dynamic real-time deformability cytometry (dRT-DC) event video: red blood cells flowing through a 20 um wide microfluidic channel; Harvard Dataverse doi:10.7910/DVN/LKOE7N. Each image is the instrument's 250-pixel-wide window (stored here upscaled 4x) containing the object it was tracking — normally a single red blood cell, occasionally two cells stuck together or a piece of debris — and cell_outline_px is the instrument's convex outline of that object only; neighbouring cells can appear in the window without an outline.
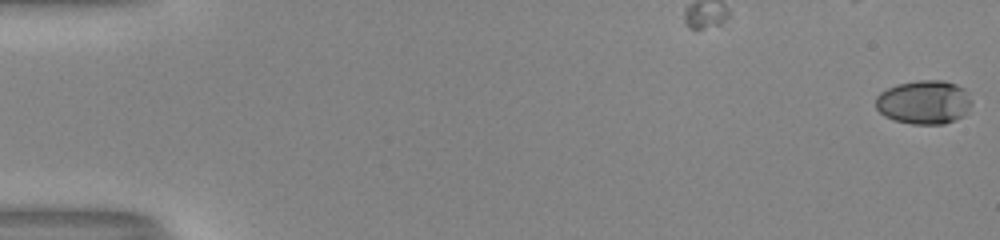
{"species": "human", "species_latin": "Homo sapiens", "temperature_condition": "room temperature", "stored_images_in_passage": 54, "camera_frame_rate_fps": 3000, "um_per_image_px": 0.085, "donor": {"sex": "male"}, "frame": {"image": 1, "passage_image": 1, "time_ms": 0.0, "image_size_px": [1000, 240], "cell_outline_px": [[972, 104], [968, 112], [964, 116], [956, 120], [944, 124], [912, 124], [896, 120], [884, 116], [876, 108], [876, 96], [880, 92], [896, 84], [916, 80], [944, 80], [956, 84], [964, 88], [968, 92], [972, 100]], "centroid_in_image_um": [78.58, 8.68], "position_along_channel_um": 6.4, "area_um2": 24.91}}
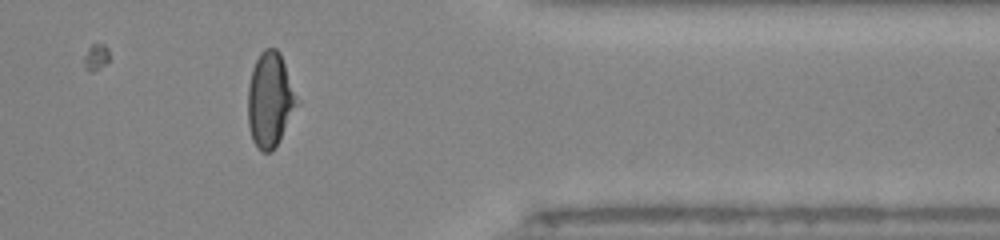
{"frame": {"image": 2, "passage_image": 45, "time_ms": 14.667, "image_size_px": [1000, 240], "cell_outline_px": [[300, 104], [272, 152], [264, 152], [252, 140], [248, 124], [248, 84], [252, 68], [260, 52], [264, 48], [276, 48], [280, 52], [300, 100]], "centroid_in_image_um": [22.98, 8.45], "position_along_channel_um": 388.4, "area_um2": 27.46}}
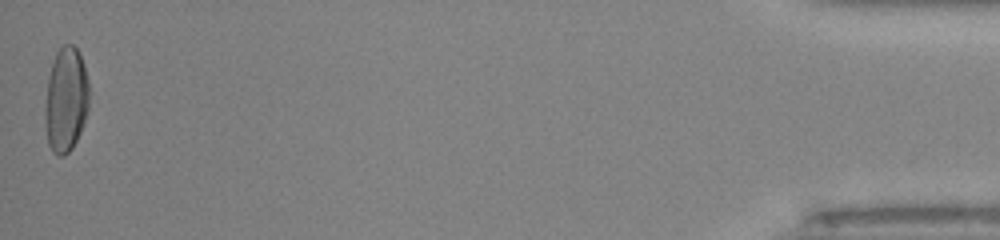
{"frame": {"image": 3, "passage_image": 54, "time_ms": 17.667, "image_size_px": [1000, 240], "cell_outline_px": [[88, 108], [80, 132], [72, 148], [64, 156], [56, 156], [52, 152], [48, 144], [44, 116], [44, 108], [48, 76], [56, 52], [64, 44], [72, 44], [76, 48], [84, 64], [88, 80]], "centroid_in_image_um": [5.58, 8.49], "position_along_channel_um": 429.6, "area_um2": 26.99}, "authors_computed_cell_mechanics": {"area_um2": 26.2701, "velocity_mm_per_s": 4.0503, "shape_relaxation_time_tau1_ms": 5.6087, "shape_relaxation_time_tau2_ms": 1.2249, "deformation_change_tau1": 0.2287, "deformation_change_tau2": 0.0591}}